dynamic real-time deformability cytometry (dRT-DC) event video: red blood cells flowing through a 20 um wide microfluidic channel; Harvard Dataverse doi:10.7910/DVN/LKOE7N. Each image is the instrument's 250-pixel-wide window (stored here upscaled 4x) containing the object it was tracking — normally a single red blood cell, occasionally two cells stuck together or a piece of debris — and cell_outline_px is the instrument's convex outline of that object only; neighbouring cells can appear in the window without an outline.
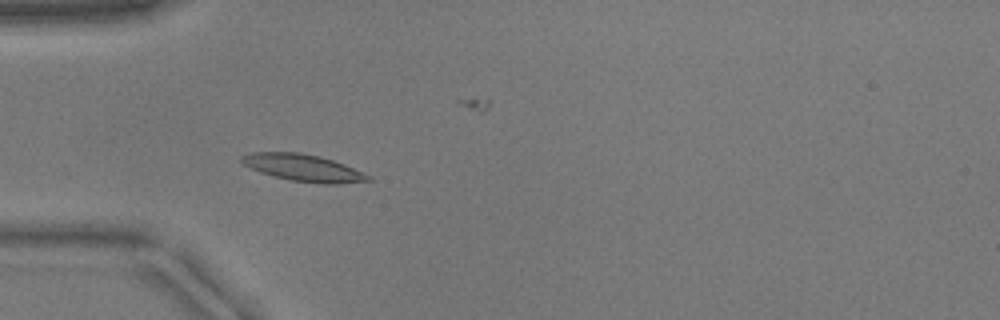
{"species": "common noctule bat (a hibernating species)", "species_latin": "Nyctalus noctula", "temperature_condition": "warm", "stored_images_in_passage": 48, "camera_frame_rate_fps": 3000, "um_per_image_px": 0.085, "animal": {"sex": "male", "body_mass_g": 17.9}, "frame": {"image": 1, "passage_image": 11, "time_ms": 3.333, "image_size_px": [1000, 320], "cell_outline_px": [[372, 180], [336, 184], [324, 184], [292, 180], [260, 172], [240, 164], [240, 156], [252, 152], [300, 152], [320, 156], [344, 164], [372, 176]], "centroid_in_image_um": [25.75, 14.25], "position_along_channel_um": 59.2, "area_um2": 19.88}}
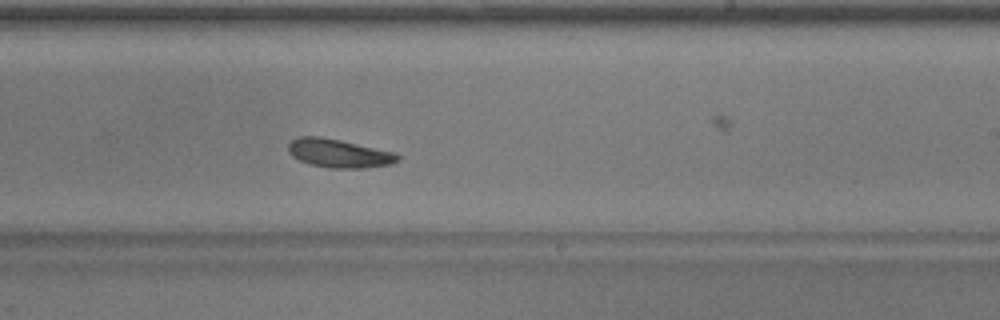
{"frame": {"image": 2, "passage_image": 27, "time_ms": 8.667, "image_size_px": [1000, 320], "cell_outline_px": [[400, 160], [392, 164], [364, 168], [328, 168], [312, 164], [300, 160], [292, 156], [288, 152], [288, 144], [292, 140], [300, 136], [320, 136], [340, 140], [396, 152], [400, 156]], "centroid_in_image_um": [28.83, 13.03], "position_along_channel_um": 260.2, "area_um2": 18.26}}
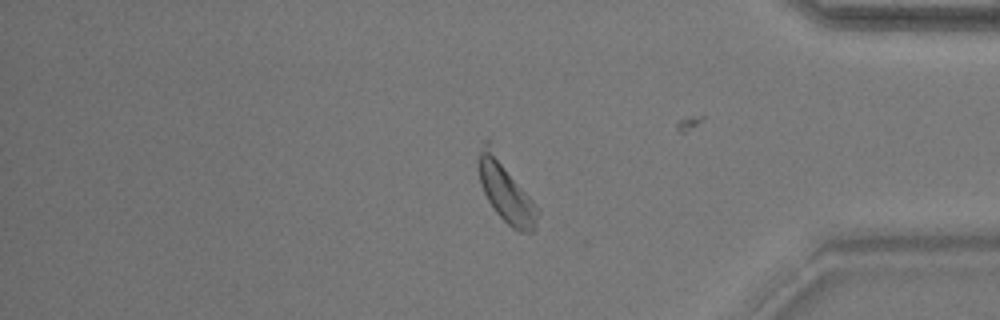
{"frame": {"image": 3, "passage_image": 39, "time_ms": 12.667, "image_size_px": [1000, 320], "cell_outline_px": [[540, 208], [536, 228], [532, 232], [520, 232], [512, 228], [496, 212], [488, 200], [480, 184], [476, 168], [476, 160], [484, 140], [492, 140]], "centroid_in_image_um": [43.0, 16.12], "position_along_channel_um": 392.2, "area_um2": 22.77}}